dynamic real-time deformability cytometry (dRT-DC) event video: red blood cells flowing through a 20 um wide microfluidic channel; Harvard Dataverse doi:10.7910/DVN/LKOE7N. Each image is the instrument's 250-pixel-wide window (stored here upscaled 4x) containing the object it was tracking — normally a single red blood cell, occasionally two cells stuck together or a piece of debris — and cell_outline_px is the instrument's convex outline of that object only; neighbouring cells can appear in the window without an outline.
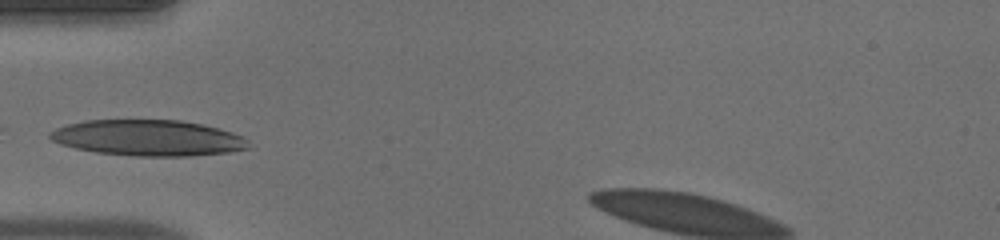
{"species": "human", "species_latin": "Homo sapiens", "temperature_condition": "warm", "stored_images_in_passage": 15, "camera_frame_rate_fps": 3000, "um_per_image_px": 0.085, "donor": {"sex": "male"}, "frame": {"image": 1, "passage_image": 1, "time_ms": 0.0, "image_size_px": [1000, 240], "cell_outline_px": [[248, 148], [228, 152], [184, 156], [136, 156], [96, 152], [76, 148], [60, 144], [52, 140], [48, 136], [56, 128], [68, 124], [84, 120], [180, 120], [200, 124], [232, 132], [248, 140]], "centroid_in_image_um": [12.56, 11.72], "position_along_channel_um": 72.4, "area_um2": 41.15}}
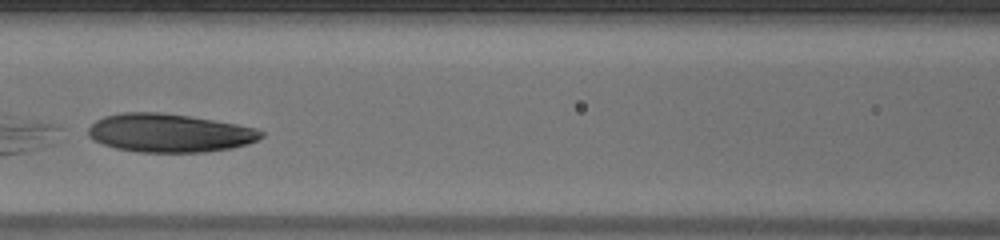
{"frame": {"image": 2, "passage_image": 7, "time_ms": 2.0, "image_size_px": [1000, 240], "cell_outline_px": [[264, 136], [256, 140], [244, 144], [228, 148], [204, 152], [140, 152], [116, 148], [92, 140], [88, 136], [88, 128], [96, 120], [104, 116], [120, 112], [160, 112], [188, 116], [236, 124], [256, 128], [264, 132]], "centroid_in_image_um": [14.35, 11.29], "position_along_channel_um": 152.3, "area_um2": 38.49}}